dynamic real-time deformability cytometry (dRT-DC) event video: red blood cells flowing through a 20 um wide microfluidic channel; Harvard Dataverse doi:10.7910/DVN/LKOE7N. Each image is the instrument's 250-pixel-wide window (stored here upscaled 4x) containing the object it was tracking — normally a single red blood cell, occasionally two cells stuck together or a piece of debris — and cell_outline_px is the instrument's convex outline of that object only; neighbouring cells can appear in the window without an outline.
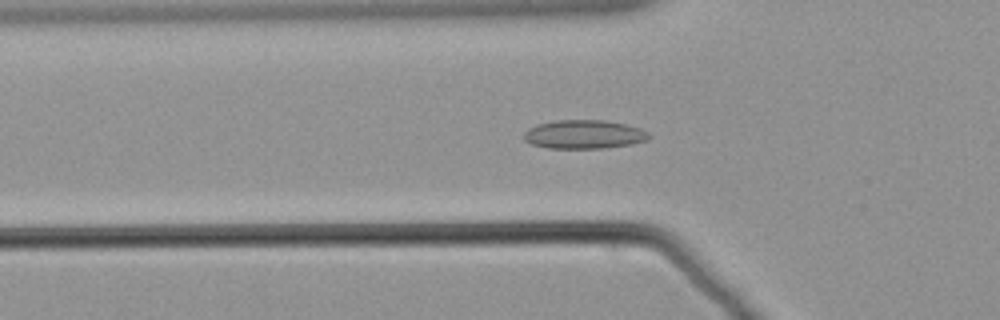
{"species": "common noctule bat (a hibernating species)", "species_latin": "Nyctalus noctula", "temperature_condition": "warm", "stored_images_in_passage": 47, "camera_frame_rate_fps": 3000, "um_per_image_px": 0.085, "animal": {"sex": "male", "body_mass_g": 21.5, "forearm_length_mm": 52.0}, "frame": {"image": 1, "passage_image": 8, "time_ms": 2.333, "image_size_px": [1000, 320], "cell_outline_px": [[652, 136], [648, 140], [632, 144], [604, 148], [548, 148], [532, 144], [524, 140], [524, 132], [528, 128], [536, 124], [556, 120], [604, 120], [624, 124], [640, 128], [648, 132]], "centroid_in_image_um": [49.65, 11.42], "position_along_channel_um": 76.2, "area_um2": 21.04}}
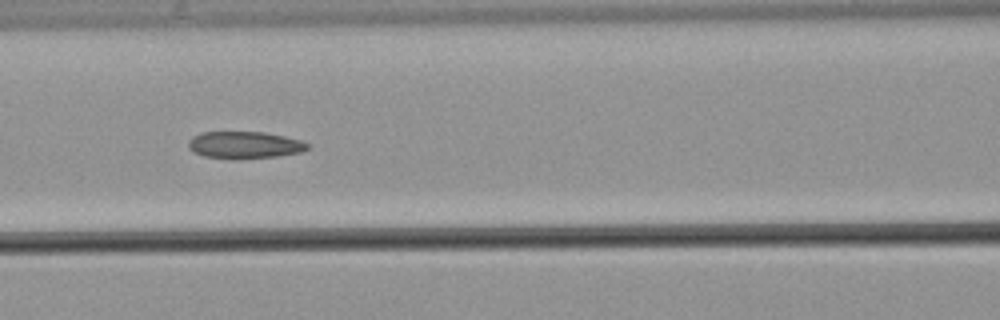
{"frame": {"image": 2, "passage_image": 14, "time_ms": 4.333, "image_size_px": [1000, 320], "cell_outline_px": [[312, 144], [308, 148], [300, 152], [276, 156], [236, 160], [232, 160], [204, 156], [192, 152], [188, 148], [188, 140], [192, 136], [200, 132], [264, 132], [284, 136], [300, 140]], "centroid_in_image_um": [20.74, 12.33], "position_along_channel_um": 145.9, "area_um2": 19.13}}
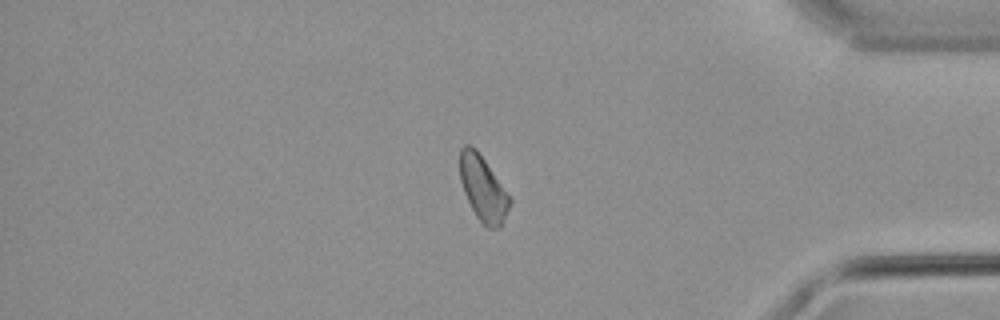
{"frame": {"image": 3, "passage_image": 38, "time_ms": 12.333, "image_size_px": [1000, 320], "cell_outline_px": [[512, 200], [500, 228], [488, 228], [476, 216], [464, 192], [460, 180], [460, 148], [464, 144], [472, 144], [476, 148]], "centroid_in_image_um": [41.04, 16.0], "position_along_channel_um": 394.2, "area_um2": 18.61}}